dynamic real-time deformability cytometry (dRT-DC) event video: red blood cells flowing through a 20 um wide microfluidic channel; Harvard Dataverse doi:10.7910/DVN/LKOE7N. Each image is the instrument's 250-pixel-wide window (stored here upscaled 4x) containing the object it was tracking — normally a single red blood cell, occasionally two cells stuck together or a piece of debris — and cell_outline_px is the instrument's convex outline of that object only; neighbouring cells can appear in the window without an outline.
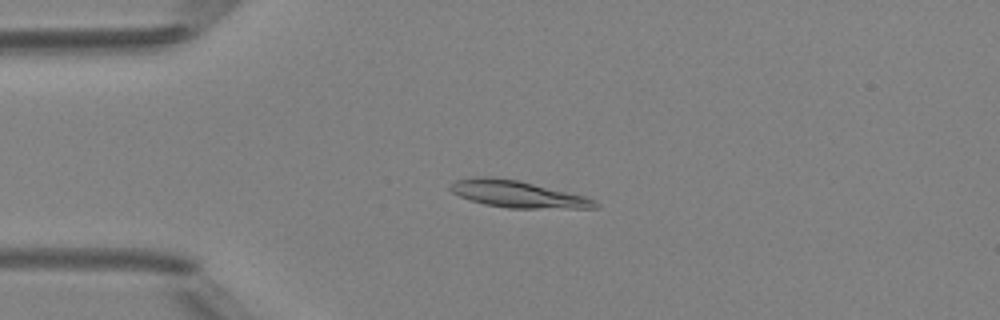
{"species": "Egyptian fruit bat (a non-hibernating species)", "species_latin": "Rousettus aegyptiacus", "temperature_condition": "room temperature", "stored_images_in_passage": 49, "camera_frame_rate_fps": 3000, "um_per_image_px": 0.085, "animal": {"sex": "female"}, "frame": {"image": 1, "passage_image": 12, "time_ms": 3.667, "image_size_px": [1000, 320], "cell_outline_px": [[600, 204], [596, 208], [508, 208], [484, 204], [460, 196], [452, 192], [448, 188], [456, 180], [468, 176], [492, 176], [516, 180], [584, 196], [596, 200]], "centroid_in_image_um": [43.96, 16.49], "position_along_channel_um": 41.0, "area_um2": 22.48}}
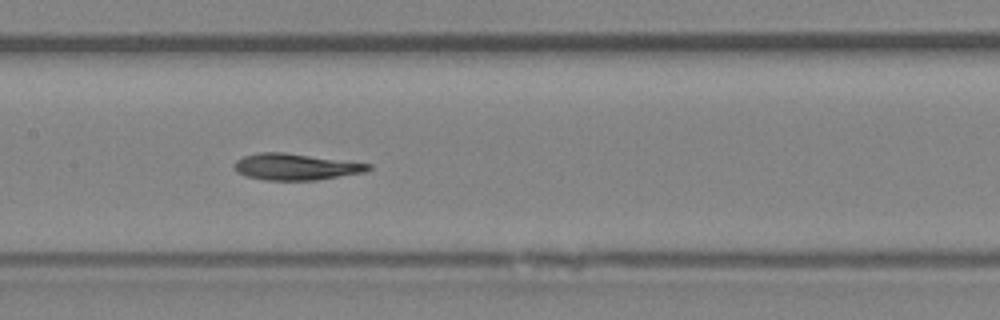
{"frame": {"image": 2, "passage_image": 24, "time_ms": 7.667, "image_size_px": [1000, 320], "cell_outline_px": [[372, 168], [364, 172], [316, 180], [264, 180], [248, 176], [240, 172], [236, 168], [236, 160], [244, 156], [260, 152], [284, 152], [372, 164]], "centroid_in_image_um": [25.17, 14.17], "position_along_channel_um": 182.2, "area_um2": 20.29}}
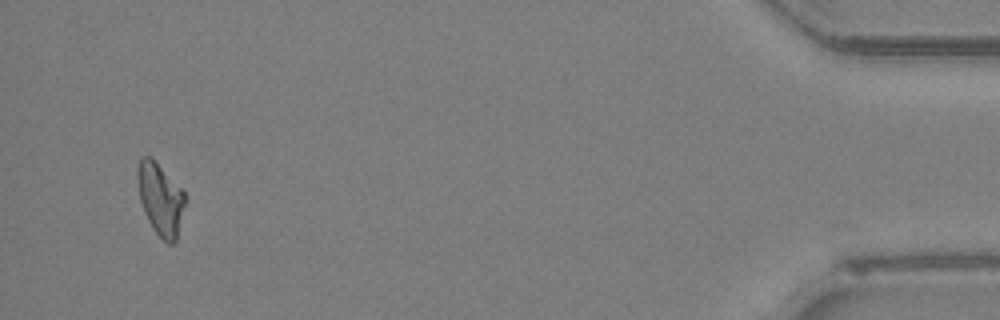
{"frame": {"image": 3, "passage_image": 47, "time_ms": 15.333, "image_size_px": [1000, 320], "cell_outline_px": [[188, 200], [176, 240], [172, 244], [168, 244], [152, 228], [144, 212], [140, 200], [136, 176], [136, 168], [140, 160], [144, 156], [152, 156], [184, 188]], "centroid_in_image_um": [13.68, 16.86], "position_along_channel_um": 421.5, "area_um2": 20.81}, "authors_computed_cell_mechanics": {"area_um2": 21.1548, "velocity_mm_per_s": 4.1748, "shape_relaxation_time_tau1_ms": 8.2764, "shape_relaxation_time_tau2_ms": 2.7983, "deformation_change_tau1": 0.222, "deformation_change_tau2": 0.0789}}